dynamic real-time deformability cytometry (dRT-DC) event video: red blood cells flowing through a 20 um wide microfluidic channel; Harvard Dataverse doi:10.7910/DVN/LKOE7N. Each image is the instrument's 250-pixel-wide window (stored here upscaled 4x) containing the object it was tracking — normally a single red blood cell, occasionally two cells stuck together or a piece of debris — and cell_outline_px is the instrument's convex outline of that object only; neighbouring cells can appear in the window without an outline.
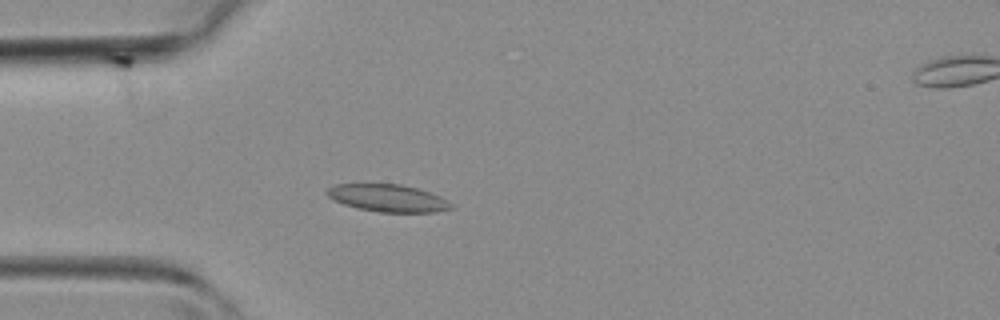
{"species": "common noctule bat (a hibernating species)", "species_latin": "Nyctalus noctula", "temperature_condition": "room temperature", "stored_images_in_passage": 43, "camera_frame_rate_fps": 3000, "um_per_image_px": 0.085, "animal": {"sex": "female", "body_mass_g": 19.3, "forearm_length_mm": 54.1}, "frame": {"image": 1, "passage_image": 12, "time_ms": 3.667, "image_size_px": [1000, 320], "cell_outline_px": [[456, 208], [436, 212], [380, 212], [356, 208], [344, 204], [328, 196], [324, 192], [332, 184], [400, 184], [416, 188], [440, 196], [452, 204]], "centroid_in_image_um": [32.97, 16.84], "position_along_channel_um": 52.0, "area_um2": 19.77}}
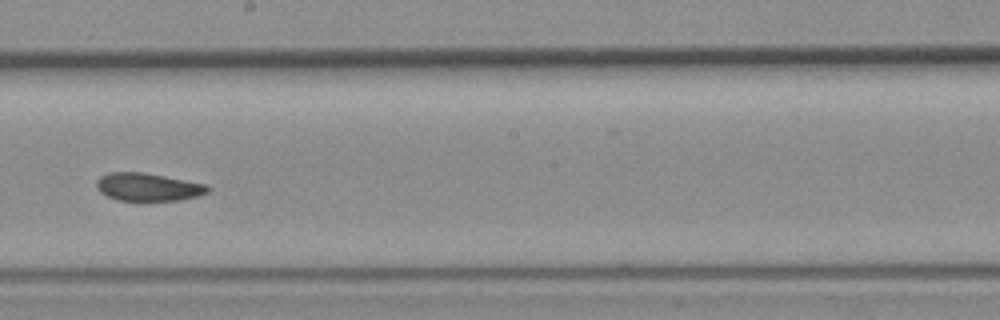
{"frame": {"image": 2, "passage_image": 24, "time_ms": 7.667, "image_size_px": [1000, 320], "cell_outline_px": [[208, 192], [196, 196], [180, 200], [120, 200], [108, 196], [100, 192], [96, 188], [96, 180], [100, 176], [108, 172], [144, 172], [204, 184], [208, 188]], "centroid_in_image_um": [12.51, 15.88], "position_along_channel_um": 235.7, "area_um2": 17.8}}
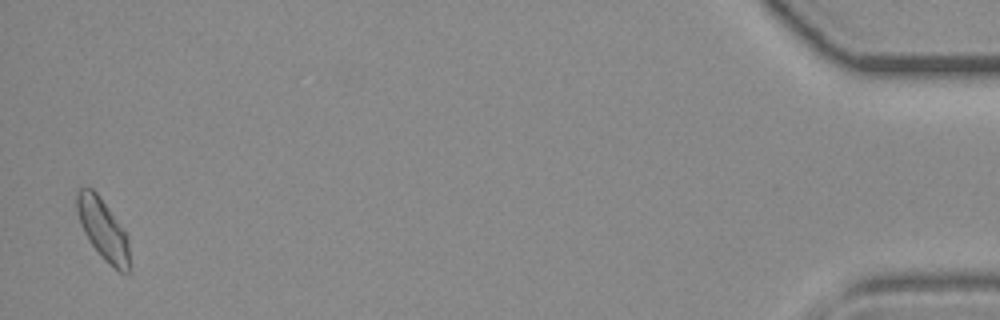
{"frame": {"image": 3, "passage_image": 42, "time_ms": 13.667, "image_size_px": [1000, 320], "cell_outline_px": [[132, 272], [128, 276], [120, 272], [108, 264], [104, 260], [88, 240], [80, 224], [76, 212], [76, 192], [80, 188], [92, 188], [96, 192], [124, 228], [128, 236], [132, 268]], "centroid_in_image_um": [8.81, 19.58], "position_along_channel_um": 426.4, "area_um2": 19.42}}